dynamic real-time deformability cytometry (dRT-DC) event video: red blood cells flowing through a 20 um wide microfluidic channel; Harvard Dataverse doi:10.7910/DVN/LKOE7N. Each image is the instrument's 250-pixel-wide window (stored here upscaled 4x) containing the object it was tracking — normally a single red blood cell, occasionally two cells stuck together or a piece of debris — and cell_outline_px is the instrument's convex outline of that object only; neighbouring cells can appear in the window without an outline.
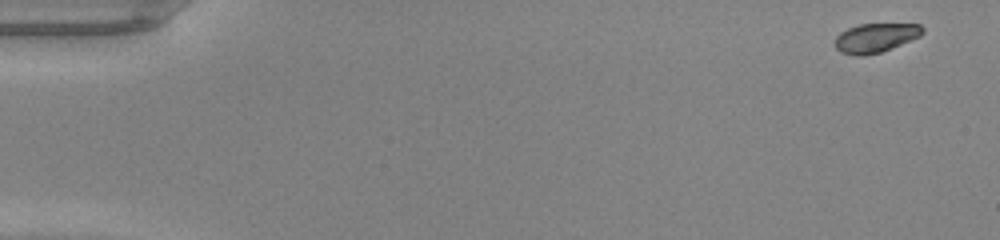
{"species": "common noctule bat (a hibernating species)", "species_latin": "Nyctalus noctula", "temperature_condition": "warm", "stored_images_in_passage": 48, "camera_frame_rate_fps": 3000, "um_per_image_px": 0.085, "animal": {"sex": "male", "body_mass_g": 20.0, "forearm_length_mm": 53.3}, "frame": {"image": 1, "passage_image": 1, "time_ms": 0.0, "image_size_px": [1000, 240], "cell_outline_px": [[924, 32], [920, 36], [880, 52], [864, 56], [856, 56], [840, 52], [832, 44], [836, 36], [840, 32], [848, 28], [860, 24], [920, 24], [924, 28]], "centroid_in_image_um": [74.37, 3.22], "position_along_channel_um": 10.6, "area_um2": 14.91}}
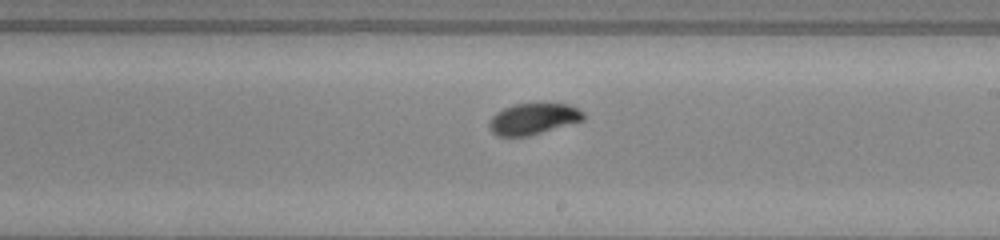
{"frame": {"image": 2, "passage_image": 28, "time_ms": 9.0, "image_size_px": [1000, 240], "cell_outline_px": [[584, 120], [528, 136], [500, 136], [492, 132], [488, 124], [492, 116], [496, 112], [512, 104], [568, 104], [584, 112]], "centroid_in_image_um": [45.31, 10.1], "position_along_channel_um": 243.7, "area_um2": 16.94}}
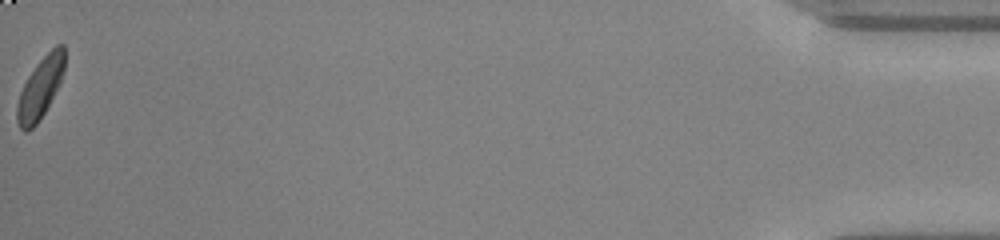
{"frame": {"image": 3, "passage_image": 48, "time_ms": 15.667, "image_size_px": [1000, 240], "cell_outline_px": [[64, 72], [60, 84], [44, 112], [36, 124], [28, 132], [24, 132], [20, 128], [16, 120], [16, 104], [20, 92], [28, 76], [36, 64], [56, 44], [64, 44]], "centroid_in_image_um": [3.41, 7.49], "position_along_channel_um": 431.8, "area_um2": 16.88}, "authors_computed_cell_mechanics": {"area_um2": 16.9643, "velocity_mm_per_s": 4.2621, "shape_relaxation_time_tau1_ms": 2.5164, "shape_relaxation_time_tau2_ms": 1.4317, "deformation_change_tau1": 0.1175, "deformation_change_tau2": 0.0445}}